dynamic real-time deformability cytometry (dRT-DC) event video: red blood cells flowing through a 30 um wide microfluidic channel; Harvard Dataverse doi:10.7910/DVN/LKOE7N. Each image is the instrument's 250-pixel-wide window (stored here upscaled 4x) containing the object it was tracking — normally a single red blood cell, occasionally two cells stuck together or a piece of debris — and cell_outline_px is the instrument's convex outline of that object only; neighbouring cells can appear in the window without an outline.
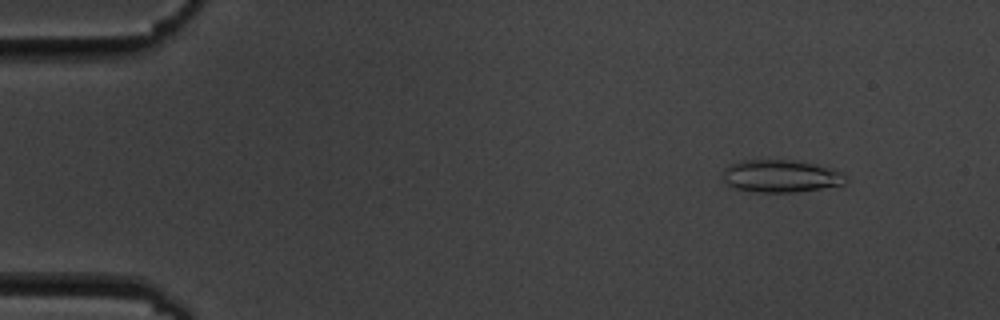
{"species": "common noctule bat (a hibernating species)", "species_latin": "Nyctalus noctula", "temperature_condition": "cold", "stored_images_in_passage": 5, "camera_frame_rate_fps": 3000, "um_per_image_px": 0.085, "animal": {"sex": "male", "body_mass_g": 19.5, "forearm_length_mm": 54.6}, "frame": {"image": 1, "passage_image": 2, "time_ms": 1.333, "image_size_px": [1000, 320], "cell_outline_px": [[848, 180], [844, 184], [796, 192], [756, 192], [736, 188], [728, 184], [724, 180], [724, 168], [740, 160], [796, 160], [832, 168], [848, 176]], "centroid_in_image_um": [66.4, 14.96], "position_along_channel_um": 18.6, "area_um2": 23.18}}
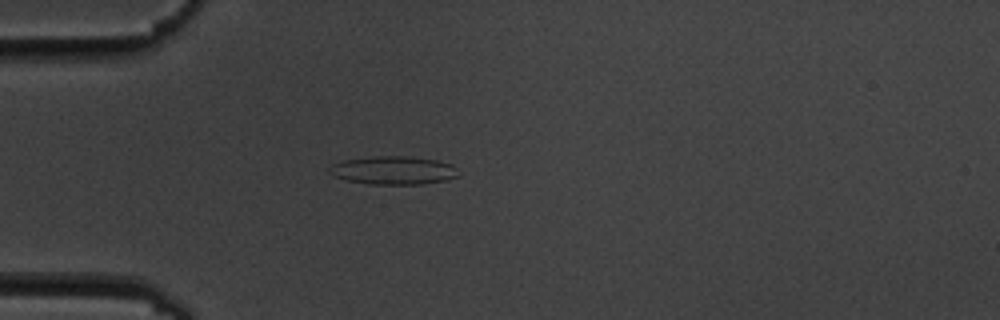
{"frame": {"image": 2, "passage_image": 5, "time_ms": 4.667, "image_size_px": [1000, 320], "cell_outline_px": [[460, 176], [444, 180], [424, 184], [368, 184], [344, 180], [328, 172], [328, 168], [332, 164], [344, 160], [372, 156], [408, 156], [436, 160], [452, 164], [456, 168]], "centroid_in_image_um": [33.43, 14.48], "position_along_channel_um": 51.6, "area_um2": 21.39}}